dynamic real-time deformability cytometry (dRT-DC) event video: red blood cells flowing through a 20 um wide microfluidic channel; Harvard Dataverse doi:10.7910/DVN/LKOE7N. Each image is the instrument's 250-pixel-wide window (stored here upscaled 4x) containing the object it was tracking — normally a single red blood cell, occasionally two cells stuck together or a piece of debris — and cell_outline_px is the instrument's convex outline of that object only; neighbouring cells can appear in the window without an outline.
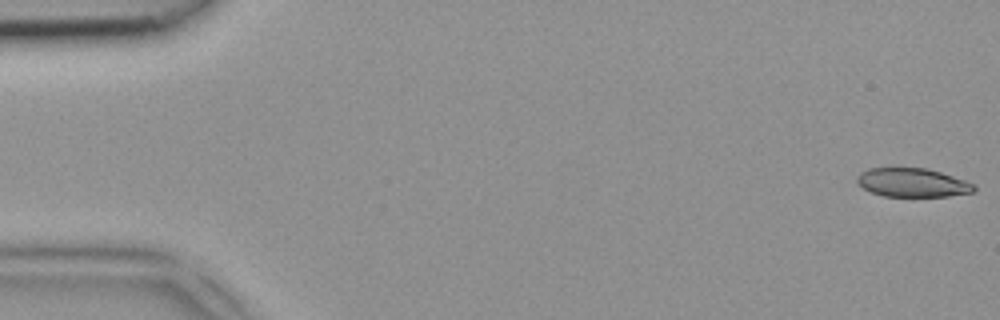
{"species": "common noctule bat (a hibernating species)", "species_latin": "Nyctalus noctula", "temperature_condition": "room temperature", "stored_images_in_passage": 13, "camera_frame_rate_fps": 3000, "um_per_image_px": 0.085, "animal": {"sex": "female", "body_mass_g": 18.4}, "frame": {"image": 1, "passage_image": 1, "time_ms": 0.0, "image_size_px": [1000, 320], "cell_outline_px": [[976, 188], [972, 192], [948, 196], [884, 196], [872, 192], [864, 188], [856, 180], [856, 176], [860, 172], [868, 168], [928, 168], [964, 180], [972, 184]], "centroid_in_image_um": [77.53, 15.51], "position_along_channel_um": 7.5, "area_um2": 19.36}}
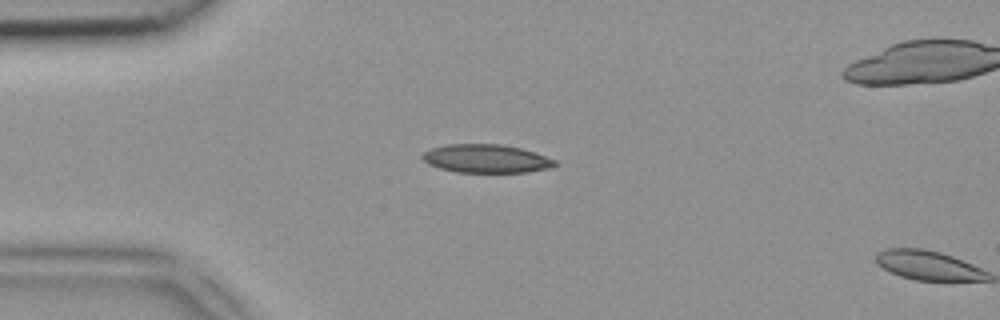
{"frame": {"image": 2, "passage_image": 12, "time_ms": 3.667, "image_size_px": [1000, 320], "cell_outline_px": [[556, 164], [548, 168], [528, 172], [456, 172], [440, 168], [428, 164], [420, 156], [424, 152], [432, 148], [444, 144], [500, 144], [520, 148], [536, 152], [556, 160]], "centroid_in_image_um": [41.31, 13.48], "position_along_channel_um": 43.7, "area_um2": 21.91}}